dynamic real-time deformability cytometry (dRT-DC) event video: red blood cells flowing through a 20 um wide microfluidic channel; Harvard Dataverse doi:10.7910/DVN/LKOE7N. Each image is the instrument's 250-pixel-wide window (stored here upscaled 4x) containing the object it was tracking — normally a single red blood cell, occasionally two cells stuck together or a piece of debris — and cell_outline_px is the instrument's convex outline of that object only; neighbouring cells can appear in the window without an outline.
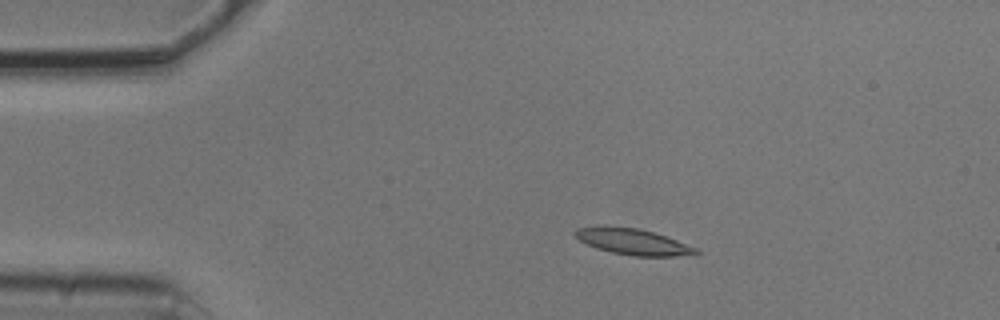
{"species": "common noctule bat (a hibernating species)", "species_latin": "Nyctalus noctula", "temperature_condition": "cold", "stored_images_in_passage": 6, "camera_frame_rate_fps": 3000, "um_per_image_px": 0.085, "animal": {"sex": "male", "body_mass_g": 20.5, "forearm_length_mm": 52.5}, "frame": {"image": 1, "passage_image": 2, "time_ms": 0.333, "image_size_px": [1000, 320], "cell_outline_px": [[700, 252], [696, 256], [632, 256], [612, 252], [596, 248], [580, 240], [572, 232], [576, 228], [596, 224], [600, 224], [636, 228], [652, 232], [676, 240], [696, 248]], "centroid_in_image_um": [53.76, 20.53], "position_along_channel_um": 31.2, "area_um2": 18.61}}
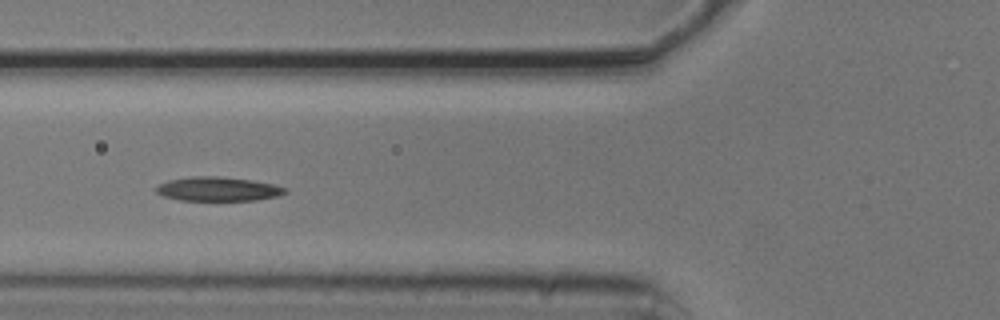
{"frame": {"image": 2, "passage_image": 4, "time_ms": 1.0, "image_size_px": [1000, 320], "cell_outline_px": [[288, 192], [276, 196], [256, 200], [180, 200], [164, 196], [156, 192], [156, 188], [160, 184], [168, 180], [192, 176], [216, 176], [252, 180], [276, 184], [288, 188]], "centroid_in_image_um": [18.57, 16.06], "position_along_channel_um": 107.2, "area_um2": 18.09}}
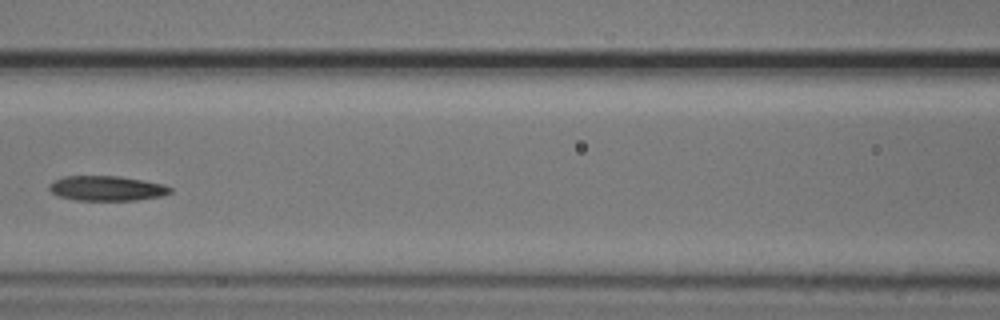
{"frame": {"image": 3, "passage_image": 5, "time_ms": 1.333, "image_size_px": [1000, 320], "cell_outline_px": [[172, 192], [160, 196], [136, 200], [76, 200], [60, 196], [52, 192], [48, 188], [48, 184], [52, 180], [64, 176], [120, 176], [164, 184], [172, 188]], "centroid_in_image_um": [9.05, 16.0], "position_along_channel_um": 157.5, "area_um2": 17.57}}